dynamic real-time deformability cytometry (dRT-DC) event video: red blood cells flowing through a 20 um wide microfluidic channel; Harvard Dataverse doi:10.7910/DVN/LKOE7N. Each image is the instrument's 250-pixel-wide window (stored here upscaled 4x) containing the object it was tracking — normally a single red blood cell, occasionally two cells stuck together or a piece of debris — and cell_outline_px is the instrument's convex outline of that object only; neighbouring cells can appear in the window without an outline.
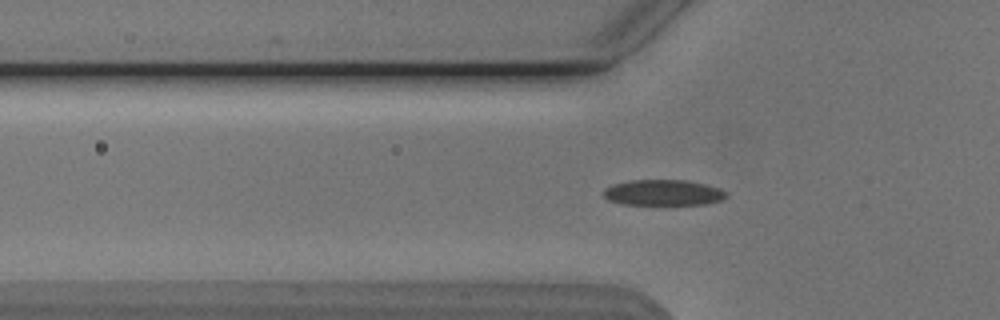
{"species": "Egyptian fruit bat (a non-hibernating species)", "species_latin": "Rousettus aegyptiacus", "temperature_condition": "cold", "stored_images_in_passage": 44, "segment_of_instrument_passage": [1, 2], "camera_frame_rate_fps": 3000, "um_per_image_px": 0.085, "animal": {"sex": "male"}, "frame": {"image": 1, "passage_image": 7, "time_ms": 2.0, "image_size_px": [1000, 320], "cell_outline_px": [[728, 196], [724, 200], [704, 204], [664, 208], [620, 204], [608, 200], [600, 192], [604, 188], [612, 184], [628, 180], [688, 180], [720, 188], [728, 192]], "centroid_in_image_um": [56.36, 16.43], "position_along_channel_um": 69.4, "area_um2": 19.94}}
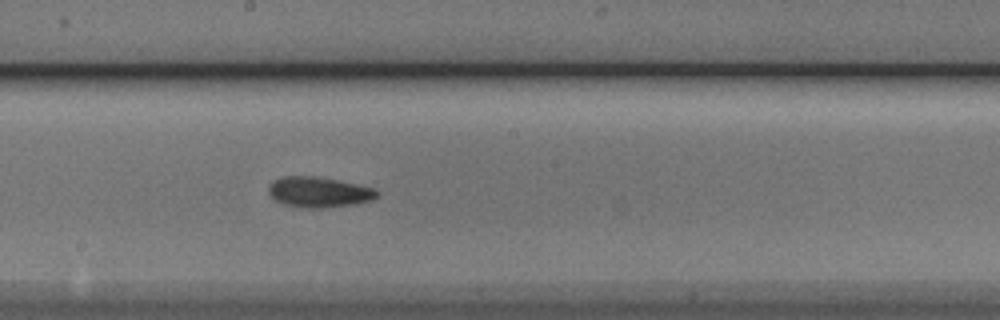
{"frame": {"image": 2, "passage_image": 19, "time_ms": 6.0, "image_size_px": [1000, 320], "cell_outline_px": [[380, 192], [372, 200], [356, 204], [324, 208], [304, 208], [284, 204], [276, 200], [268, 192], [268, 188], [272, 180], [284, 176], [312, 176], [336, 180], [376, 188]], "centroid_in_image_um": [27.11, 16.33], "position_along_channel_um": 221.1, "area_um2": 19.25}}
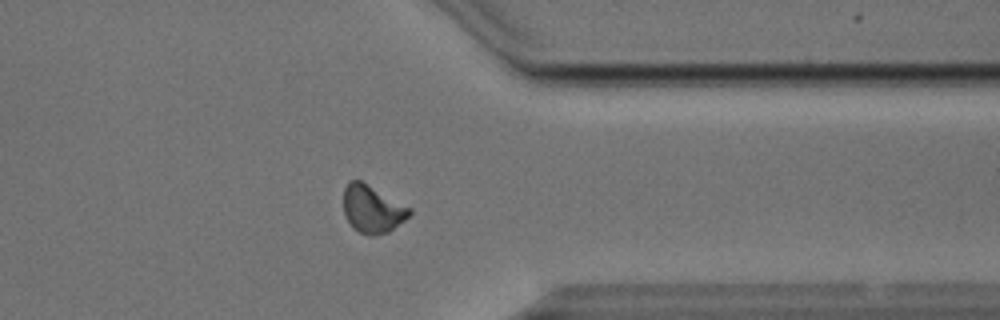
{"frame": {"image": 3, "passage_image": 32, "time_ms": 10.333, "image_size_px": [1000, 320], "cell_outline_px": [[412, 212], [404, 220], [388, 232], [376, 236], [368, 236], [352, 228], [344, 216], [344, 188], [348, 180], [360, 180], [412, 208]], "centroid_in_image_um": [31.63, 17.78], "position_along_channel_um": 379.8, "area_um2": 18.38}}